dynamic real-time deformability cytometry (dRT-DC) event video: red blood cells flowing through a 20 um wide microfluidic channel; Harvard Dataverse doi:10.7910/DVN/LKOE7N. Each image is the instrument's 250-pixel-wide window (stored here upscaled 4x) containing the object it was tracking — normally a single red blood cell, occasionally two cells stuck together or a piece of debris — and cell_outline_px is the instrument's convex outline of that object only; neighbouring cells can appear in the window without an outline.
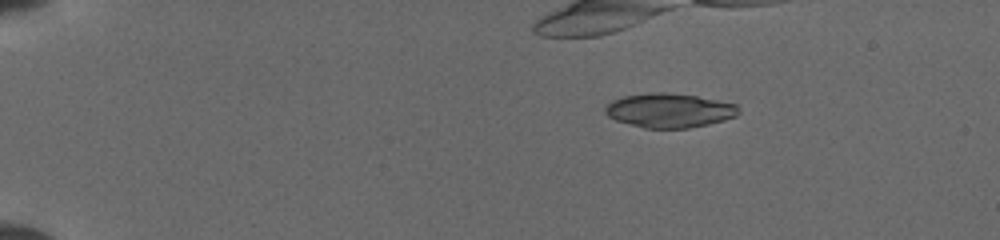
{"species": "common noctule bat (a hibernating species)", "species_latin": "Nyctalus noctula", "temperature_condition": "cold", "stored_images_in_passage": 17, "camera_frame_rate_fps": 3000, "um_per_image_px": 0.085, "animal": {"sex": "female", "body_mass_g": 19.5, "forearm_length_mm": 54.1}, "frame": {"image": 1, "passage_image": 8, "time_ms": 2.333, "image_size_px": [1000, 240], "cell_outline_px": [[740, 112], [736, 116], [724, 120], [708, 124], [688, 128], [644, 128], [616, 120], [608, 116], [604, 112], [604, 108], [612, 100], [624, 96], [652, 92], [664, 92], [696, 96], [736, 104], [740, 108]], "centroid_in_image_um": [56.89, 9.39], "position_along_channel_um": 28.1, "area_um2": 26.53}}